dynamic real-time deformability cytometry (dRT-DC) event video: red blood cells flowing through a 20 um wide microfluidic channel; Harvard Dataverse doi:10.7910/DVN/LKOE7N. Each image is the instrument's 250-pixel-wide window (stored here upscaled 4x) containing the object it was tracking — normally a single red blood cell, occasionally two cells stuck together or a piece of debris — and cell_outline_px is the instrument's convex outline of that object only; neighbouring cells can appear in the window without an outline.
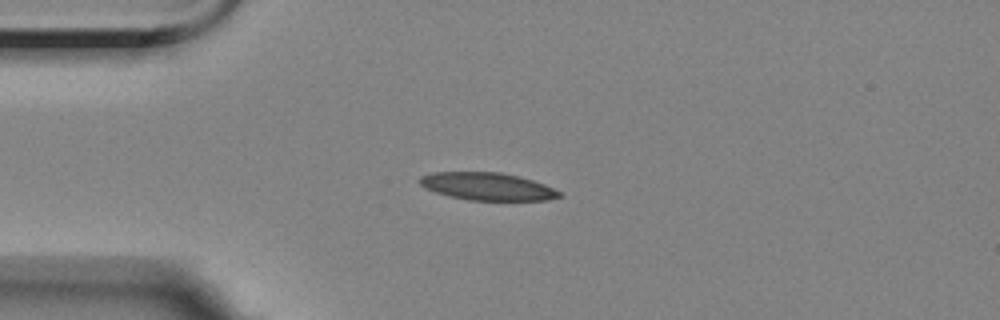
{"species": "Egyptian fruit bat (a non-hibernating species)", "species_latin": "Rousettus aegyptiacus", "temperature_condition": "room temperature", "stored_images_in_passage": 12, "camera_frame_rate_fps": 3000, "um_per_image_px": 0.085, "animal": {"sex": "female"}, "frame": {"image": 1, "passage_image": 1, "time_ms": 0.0, "image_size_px": [1000, 320], "cell_outline_px": [[564, 196], [548, 200], [468, 200], [448, 196], [424, 188], [416, 180], [420, 176], [432, 172], [500, 172], [532, 180], [544, 184], [560, 192]], "centroid_in_image_um": [41.38, 15.85], "position_along_channel_um": 43.6, "area_um2": 22.48}}
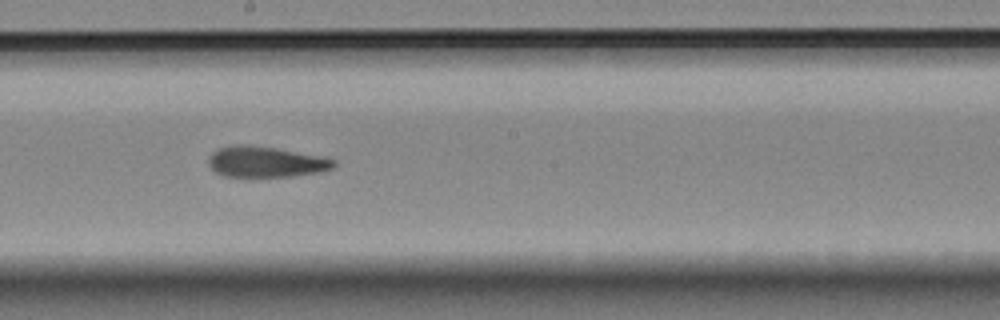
{"frame": {"image": 2, "passage_image": 6, "time_ms": 5.667, "image_size_px": [1000, 320], "cell_outline_px": [[336, 164], [332, 168], [320, 172], [292, 176], [224, 176], [216, 172], [208, 164], [208, 156], [212, 152], [220, 148], [232, 144], [248, 144], [272, 148], [316, 156], [336, 160]], "centroid_in_image_um": [22.52, 13.75], "position_along_channel_um": 225.7, "area_um2": 22.08}}
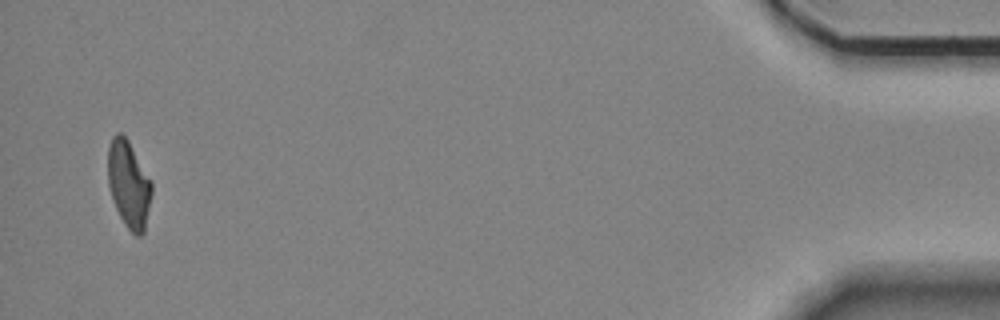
{"frame": {"image": 3, "passage_image": 12, "time_ms": 13.667, "image_size_px": [1000, 320], "cell_outline_px": [[152, 192], [144, 232], [140, 236], [136, 236], [124, 224], [112, 200], [108, 184], [108, 148], [112, 136], [116, 132], [120, 132], [128, 140], [152, 180]], "centroid_in_image_um": [10.94, 15.65], "position_along_channel_um": 424.3, "area_um2": 22.31}, "authors_computed_cell_mechanics": {"area_um2": 22.6287, "velocity_mm_per_s": 3.5344, "shape_relaxation_time_tau1_ms": null, "shape_relaxation_time_tau2_ms": 1.8877, "deformation_change_tau1": null, "deformation_change_tau2": 0.0795}}